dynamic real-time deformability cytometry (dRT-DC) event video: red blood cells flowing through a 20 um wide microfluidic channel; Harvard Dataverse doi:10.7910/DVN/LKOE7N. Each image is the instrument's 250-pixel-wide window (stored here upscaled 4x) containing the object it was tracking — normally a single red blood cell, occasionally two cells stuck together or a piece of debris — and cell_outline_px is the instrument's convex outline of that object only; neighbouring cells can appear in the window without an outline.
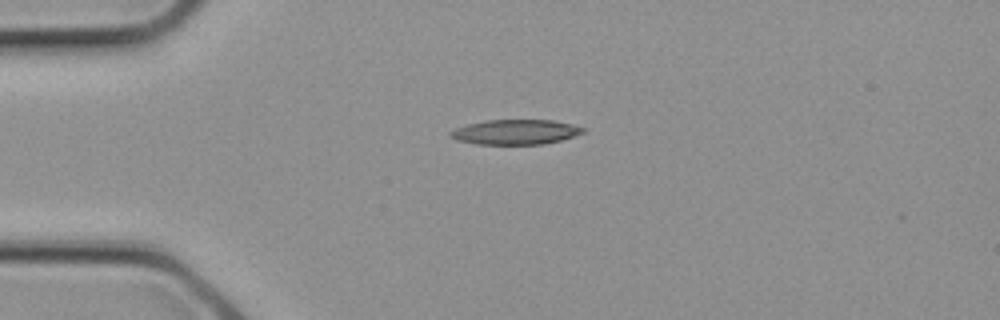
{"species": "common noctule bat (a hibernating species)", "species_latin": "Nyctalus noctula", "temperature_condition": "cold", "stored_images_in_passage": 1, "camera_frame_rate_fps": 3000, "um_per_image_px": 0.085, "animal": {"sex": "female", "body_mass_g": 21.9}, "frame": {"image": 1, "passage_image": 1, "time_ms": 0.0, "image_size_px": [1000, 320], "cell_outline_px": [[584, 132], [560, 140], [544, 144], [476, 144], [456, 140], [448, 136], [448, 132], [456, 128], [468, 124], [484, 120], [552, 120], [572, 124], [584, 128]], "centroid_in_image_um": [43.76, 11.22], "position_along_channel_um": 41.2, "area_um2": 19.19}}